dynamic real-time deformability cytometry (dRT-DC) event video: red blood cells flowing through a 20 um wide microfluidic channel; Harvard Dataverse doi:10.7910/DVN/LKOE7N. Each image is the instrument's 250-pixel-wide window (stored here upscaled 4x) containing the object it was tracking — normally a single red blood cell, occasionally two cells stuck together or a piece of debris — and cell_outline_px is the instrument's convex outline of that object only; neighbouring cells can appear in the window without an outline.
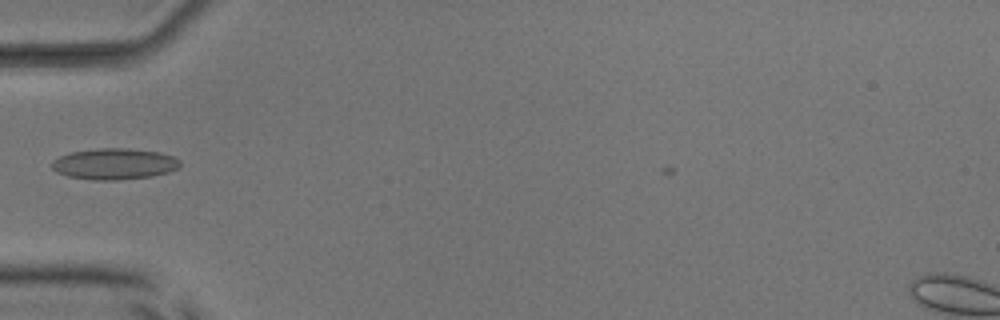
{"species": "common noctule bat (a hibernating species)", "species_latin": "Nyctalus noctula", "temperature_condition": "room temperature", "stored_images_in_passage": 35, "camera_frame_rate_fps": 3000, "um_per_image_px": 0.085, "animal": {"sex": "male", "body_mass_g": 17.9, "forearm_length_mm": 54.2}, "frame": {"image": 1, "passage_image": 1, "time_ms": 0.0, "image_size_px": [1000, 320], "cell_outline_px": [[180, 168], [168, 172], [152, 176], [116, 180], [92, 180], [68, 176], [56, 172], [52, 168], [52, 160], [60, 156], [72, 152], [100, 148], [128, 148], [160, 152], [172, 156], [180, 160]], "centroid_in_image_um": [9.73, 13.93], "position_along_channel_um": 75.3, "area_um2": 23.29}}
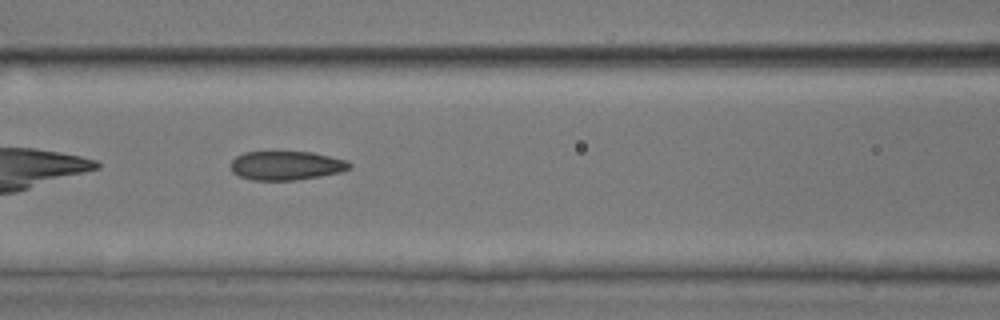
{"frame": {"image": 2, "passage_image": 6, "time_ms": 1.667, "image_size_px": [1000, 320], "cell_outline_px": [[352, 168], [340, 172], [320, 176], [296, 180], [252, 180], [240, 176], [232, 172], [232, 160], [236, 156], [244, 152], [312, 152], [348, 160], [352, 164]], "centroid_in_image_um": [24.37, 14.07], "position_along_channel_um": 142.2, "area_um2": 20.06}}
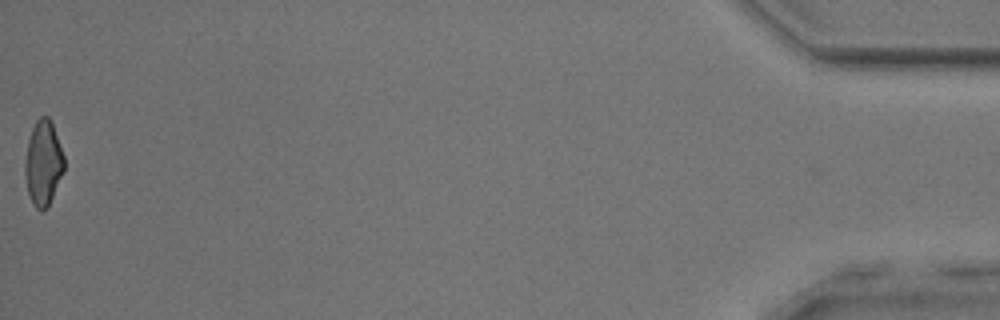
{"frame": {"image": 3, "passage_image": 35, "time_ms": 11.333, "image_size_px": [1000, 320], "cell_outline_px": [[64, 172], [48, 208], [36, 208], [32, 204], [28, 192], [24, 172], [24, 164], [28, 140], [32, 128], [36, 120], [40, 116], [48, 116], [52, 124], [64, 156]], "centroid_in_image_um": [3.67, 13.87], "position_along_channel_um": 431.5, "area_um2": 19.36}}